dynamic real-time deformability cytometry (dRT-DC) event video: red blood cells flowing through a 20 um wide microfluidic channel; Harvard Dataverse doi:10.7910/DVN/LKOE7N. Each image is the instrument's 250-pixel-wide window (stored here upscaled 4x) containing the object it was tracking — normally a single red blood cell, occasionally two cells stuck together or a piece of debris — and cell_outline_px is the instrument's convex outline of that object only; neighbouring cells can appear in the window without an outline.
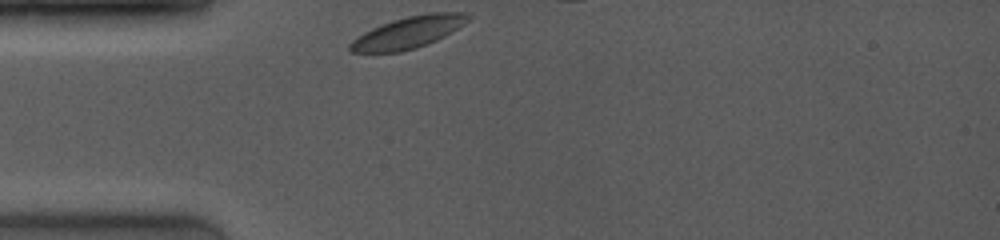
{"species": "common noctule bat (a hibernating species)", "species_latin": "Nyctalus noctula", "temperature_condition": "room temperature", "stored_images_in_passage": 6, "camera_frame_rate_fps": 4000, "um_per_image_px": 0.085, "animal": {"sex": "female", "body_mass_g": 19.0, "forearm_length_mm": 53.3}, "frame": {"image": 1, "passage_image": 1, "time_ms": 0.0, "image_size_px": [1000, 240], "cell_outline_px": [[472, 16], [464, 24], [452, 32], [428, 44], [416, 48], [400, 52], [352, 52], [348, 48], [348, 44], [352, 40], [364, 32], [372, 28], [392, 20], [408, 16], [428, 12], [468, 12]], "centroid_in_image_um": [34.73, 2.74], "position_along_channel_um": 50.3, "area_um2": 21.91}}